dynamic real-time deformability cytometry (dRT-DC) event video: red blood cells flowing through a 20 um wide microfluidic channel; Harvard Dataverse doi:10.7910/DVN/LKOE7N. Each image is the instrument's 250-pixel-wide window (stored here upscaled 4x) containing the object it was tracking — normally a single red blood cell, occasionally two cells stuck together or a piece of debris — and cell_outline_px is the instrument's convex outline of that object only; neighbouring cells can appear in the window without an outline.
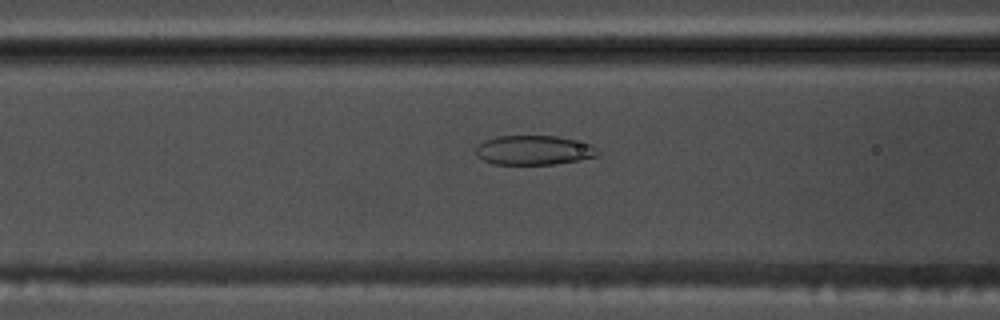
{"species": "common noctule bat (a hibernating species)", "species_latin": "Nyctalus noctula", "temperature_condition": "warm", "stored_images_in_passage": 44, "camera_frame_rate_fps": 3000, "um_per_image_px": 0.085, "animal": {"sex": "male", "body_mass_g": 17.5, "forearm_length_mm": 52.3}, "frame": {"image": 1, "passage_image": 12, "time_ms": 3.667, "image_size_px": [1000, 320], "cell_outline_px": [[600, 152], [596, 156], [580, 160], [556, 164], [492, 164], [476, 156], [476, 144], [484, 140], [496, 136], [556, 136], [592, 144]], "centroid_in_image_um": [45.35, 12.76], "position_along_channel_um": 121.2, "area_um2": 21.04}}
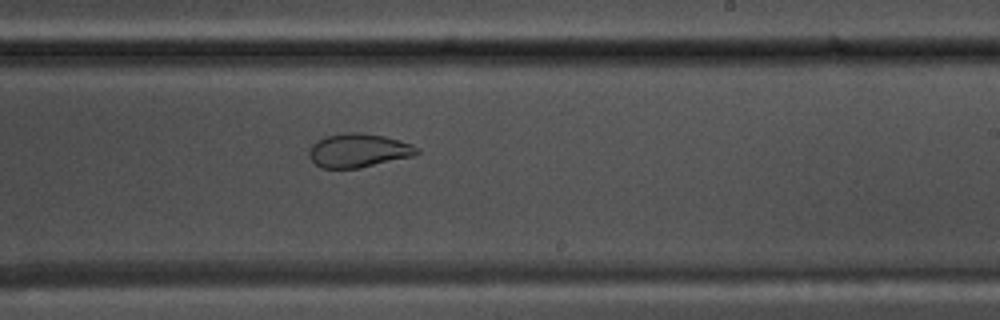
{"frame": {"image": 2, "passage_image": 23, "time_ms": 7.333, "image_size_px": [1000, 320], "cell_outline_px": [[420, 152], [412, 156], [360, 168], [320, 168], [308, 156], [308, 152], [312, 144], [316, 140], [324, 136], [344, 132], [360, 132], [384, 136], [400, 140], [412, 144], [420, 148]], "centroid_in_image_um": [30.45, 12.78], "position_along_channel_um": 258.5, "area_um2": 21.44}}
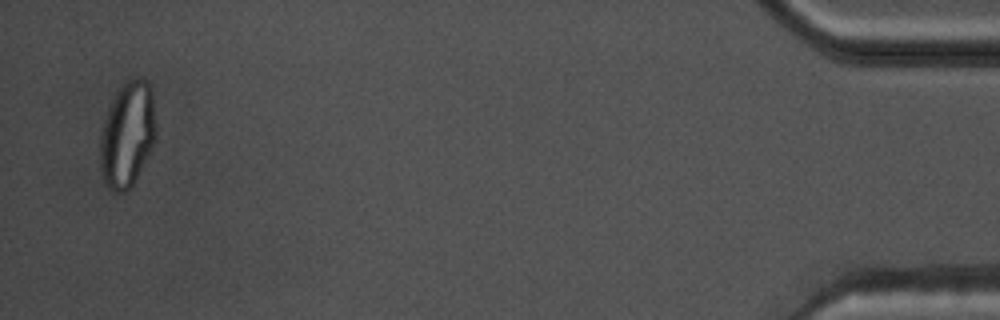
{"frame": {"image": 3, "passage_image": 43, "time_ms": 14.0, "image_size_px": [1000, 320], "cell_outline_px": [[156, 136], [152, 148], [136, 180], [124, 192], [116, 192], [108, 188], [104, 180], [100, 168], [100, 132], [108, 108], [116, 92], [132, 76], [144, 80], [148, 84], [152, 92], [156, 124]], "centroid_in_image_um": [10.83, 11.44], "position_along_channel_um": 424.4, "area_um2": 34.39}, "authors_computed_cell_mechanics": {"area_um2": 25.4031, "velocity_mm_per_s": 3.76, "shape_relaxation_time_tau1_ms": null, "shape_relaxation_time_tau2_ms": 1.2097, "deformation_change_tau1": null, "deformation_change_tau2": 0.06}}